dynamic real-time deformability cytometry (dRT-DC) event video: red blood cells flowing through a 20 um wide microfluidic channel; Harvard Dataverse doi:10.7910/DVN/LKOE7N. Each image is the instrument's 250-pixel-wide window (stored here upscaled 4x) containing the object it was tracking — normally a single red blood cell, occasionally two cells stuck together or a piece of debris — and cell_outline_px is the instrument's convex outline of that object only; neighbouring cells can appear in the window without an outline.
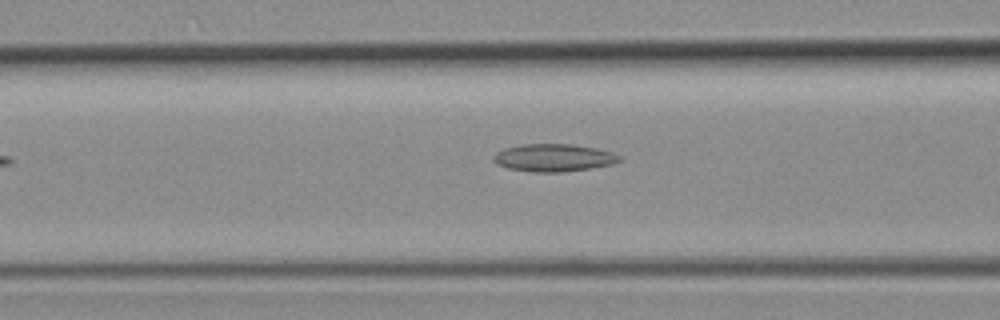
{"species": "common noctule bat (a hibernating species)", "species_latin": "Nyctalus noctula", "temperature_condition": "room temperature", "stored_images_in_passage": 4, "camera_frame_rate_fps": 3000, "um_per_image_px": 0.085, "animal": {"sex": "female", "body_mass_g": 19.3, "forearm_length_mm": 54.1}, "frame": {"image": 1, "passage_image": 4, "time_ms": 3.667, "image_size_px": [1000, 320], "cell_outline_px": [[624, 160], [612, 164], [588, 168], [560, 172], [532, 172], [508, 168], [496, 164], [492, 156], [496, 152], [504, 148], [520, 144], [572, 144], [596, 148], [612, 152], [620, 156]], "centroid_in_image_um": [47.04, 13.4], "position_along_channel_um": 119.6, "area_um2": 20.29}}